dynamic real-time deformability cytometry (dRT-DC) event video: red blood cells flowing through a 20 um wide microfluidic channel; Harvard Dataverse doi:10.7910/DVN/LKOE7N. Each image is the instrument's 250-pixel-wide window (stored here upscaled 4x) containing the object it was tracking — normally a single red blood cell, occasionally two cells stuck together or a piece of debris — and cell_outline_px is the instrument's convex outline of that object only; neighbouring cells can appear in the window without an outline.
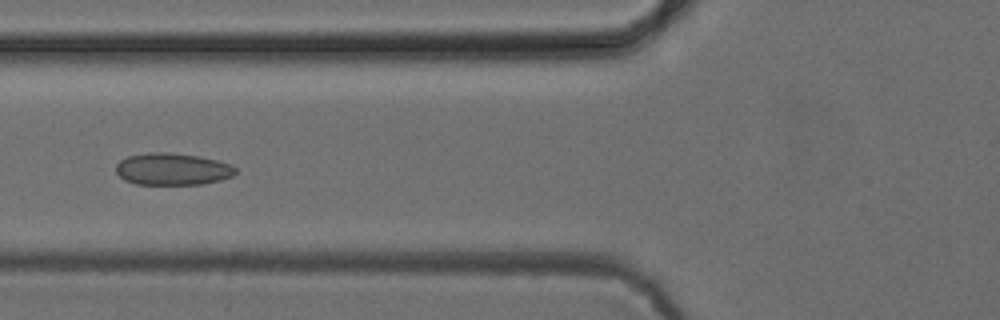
{"species": "common noctule bat (a hibernating species)", "species_latin": "Nyctalus noctula", "temperature_condition": "cold", "stored_images_in_passage": 5, "camera_frame_rate_fps": 3000, "um_per_image_px": 0.085, "animal": {"sex": "female", "body_mass_g": 24.6, "forearm_length_mm": 56.2}, "frame": {"image": 1, "passage_image": 5, "time_ms": 5.333, "image_size_px": [1000, 320], "cell_outline_px": [[236, 172], [232, 176], [220, 180], [204, 184], [136, 184], [124, 180], [116, 172], [116, 164], [120, 160], [128, 156], [148, 152], [168, 152], [200, 156], [232, 164], [236, 168]], "centroid_in_image_um": [14.66, 14.37], "position_along_channel_um": 111.1, "area_um2": 22.43}}